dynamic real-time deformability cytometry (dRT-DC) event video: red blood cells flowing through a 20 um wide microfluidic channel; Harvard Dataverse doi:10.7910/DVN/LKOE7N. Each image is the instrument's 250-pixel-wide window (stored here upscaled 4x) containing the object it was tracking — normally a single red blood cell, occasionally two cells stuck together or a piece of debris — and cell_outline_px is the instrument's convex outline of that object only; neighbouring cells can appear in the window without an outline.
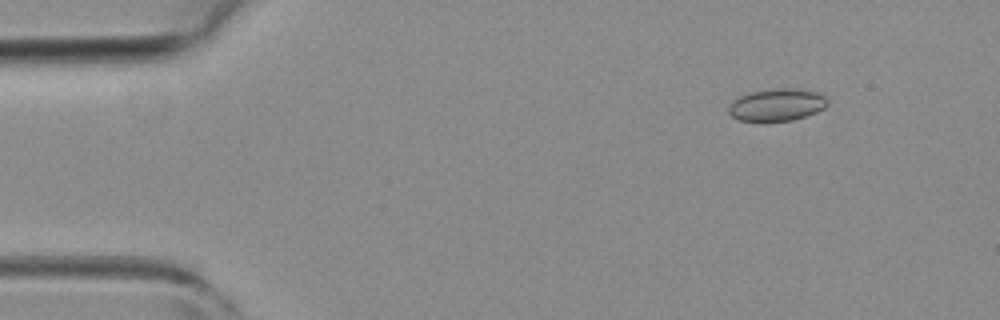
{"species": "common noctule bat (a hibernating species)", "species_latin": "Nyctalus noctula", "temperature_condition": "room temperature", "stored_images_in_passage": 5, "camera_frame_rate_fps": 3000, "um_per_image_px": 0.085, "animal": {"sex": "female", "body_mass_g": 19.3, "forearm_length_mm": 54.1}, "frame": {"image": 1, "passage_image": 2, "time_ms": 1.0, "image_size_px": [1000, 320], "cell_outline_px": [[828, 104], [824, 108], [816, 112], [792, 120], [764, 124], [740, 120], [732, 116], [728, 112], [728, 104], [732, 100], [748, 92], [776, 88], [796, 88], [820, 92], [828, 100]], "centroid_in_image_um": [66.0, 8.93], "position_along_channel_um": 19.0, "area_um2": 19.36}}